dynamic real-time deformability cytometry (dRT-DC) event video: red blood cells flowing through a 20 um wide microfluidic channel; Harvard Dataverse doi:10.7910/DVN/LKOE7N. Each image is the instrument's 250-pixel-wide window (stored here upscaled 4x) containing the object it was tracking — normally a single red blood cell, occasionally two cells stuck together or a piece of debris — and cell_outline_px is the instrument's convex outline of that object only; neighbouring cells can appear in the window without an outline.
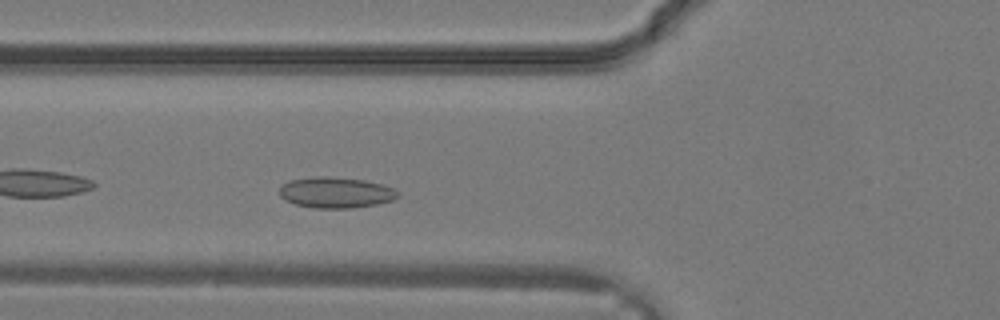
{"species": "common noctule bat (a hibernating species)", "species_latin": "Nyctalus noctula", "temperature_condition": "warm", "stored_images_in_passage": 16, "camera_frame_rate_fps": 3000, "um_per_image_px": 0.085, "animal": {"sex": "male", "body_mass_g": 19.2, "forearm_length_mm": 51.8}, "frame": {"image": 1, "passage_image": 6, "time_ms": 1.667, "image_size_px": [1000, 320], "cell_outline_px": [[400, 196], [392, 200], [376, 204], [352, 208], [312, 208], [296, 204], [284, 200], [280, 196], [280, 188], [288, 180], [320, 176], [328, 176], [364, 180], [380, 184], [392, 188], [400, 192]], "centroid_in_image_um": [28.54, 16.37], "position_along_channel_um": 97.3, "area_um2": 21.27}}
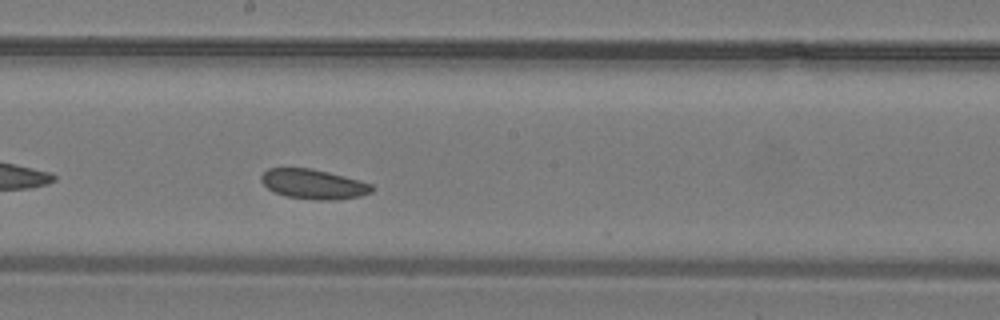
{"frame": {"image": 2, "passage_image": 12, "time_ms": 3.667, "image_size_px": [1000, 320], "cell_outline_px": [[376, 188], [372, 192], [360, 196], [336, 200], [316, 200], [288, 196], [276, 192], [268, 188], [260, 180], [260, 176], [268, 168], [312, 168], [344, 176], [372, 184]], "centroid_in_image_um": [26.67, 15.65], "position_along_channel_um": 221.5, "area_um2": 19.13}}
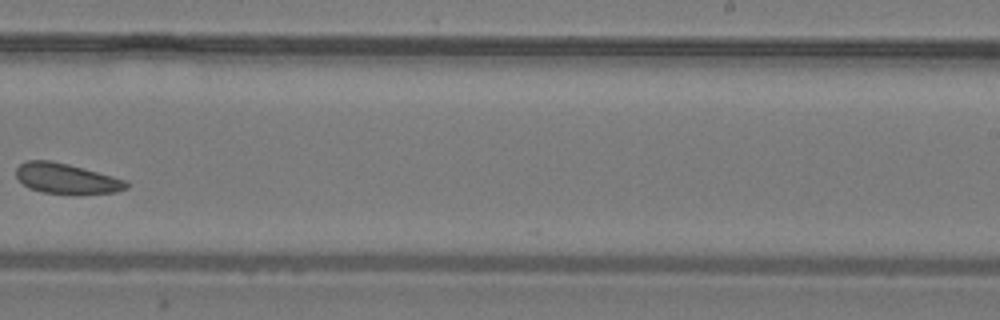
{"frame": {"image": 3, "passage_image": 15, "time_ms": 4.667, "image_size_px": [1000, 320], "cell_outline_px": [[128, 188], [116, 192], [76, 196], [72, 196], [44, 192], [28, 188], [16, 176], [16, 168], [20, 164], [28, 160], [48, 160], [68, 164], [112, 176], [124, 180], [128, 184]], "centroid_in_image_um": [5.65, 15.22], "position_along_channel_um": 283.3, "area_um2": 19.77}}